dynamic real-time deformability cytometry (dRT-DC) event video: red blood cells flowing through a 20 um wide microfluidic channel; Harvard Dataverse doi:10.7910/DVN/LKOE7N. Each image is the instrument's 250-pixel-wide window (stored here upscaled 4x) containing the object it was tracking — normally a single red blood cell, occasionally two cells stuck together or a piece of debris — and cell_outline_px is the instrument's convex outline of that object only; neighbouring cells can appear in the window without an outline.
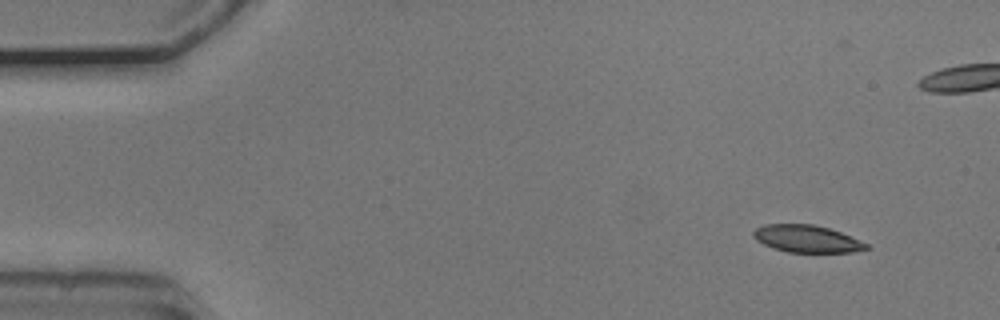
{"species": "common noctule bat (a hibernating species)", "species_latin": "Nyctalus noctula", "temperature_condition": "cold", "stored_images_in_passage": 15, "camera_frame_rate_fps": 3000, "um_per_image_px": 0.085, "animal": {"sex": "male", "body_mass_g": 20.5, "forearm_length_mm": 52.5}, "frame": {"image": 1, "passage_image": 1, "time_ms": 0.0, "image_size_px": [1000, 320], "cell_outline_px": [[872, 248], [852, 252], [788, 252], [772, 248], [756, 240], [752, 236], [752, 232], [756, 228], [764, 224], [812, 224], [828, 228], [840, 232], [868, 244]], "centroid_in_image_um": [68.56, 20.3], "position_along_channel_um": 16.4, "area_um2": 17.92}}